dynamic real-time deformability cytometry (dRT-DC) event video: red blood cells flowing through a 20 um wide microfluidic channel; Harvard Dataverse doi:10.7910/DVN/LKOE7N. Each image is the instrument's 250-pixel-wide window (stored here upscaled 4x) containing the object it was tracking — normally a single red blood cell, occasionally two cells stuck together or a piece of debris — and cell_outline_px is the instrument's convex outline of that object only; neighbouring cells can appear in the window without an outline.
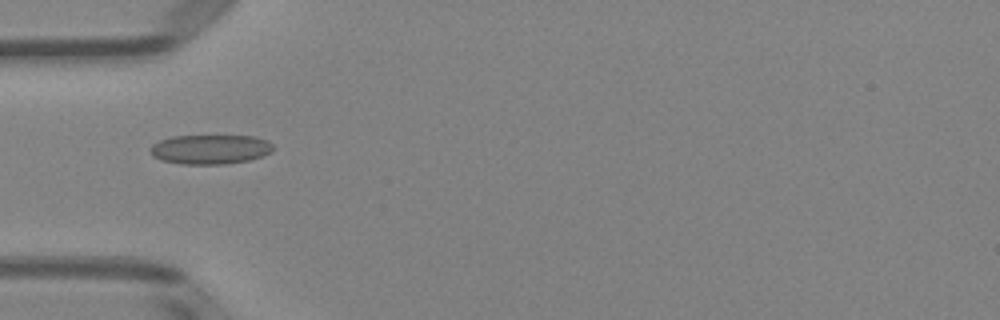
{"species": "Egyptian fruit bat (a non-hibernating species)", "species_latin": "Rousettus aegyptiacus", "temperature_condition": "room temperature", "stored_images_in_passage": 7, "camera_frame_rate_fps": 3000, "um_per_image_px": 0.085, "animal": {"sex": "female"}, "frame": {"image": 1, "passage_image": 4, "time_ms": 3.667, "image_size_px": [1000, 320], "cell_outline_px": [[276, 148], [272, 152], [248, 160], [224, 164], [180, 164], [160, 160], [152, 156], [148, 148], [152, 144], [160, 140], [172, 136], [256, 136], [268, 140]], "centroid_in_image_um": [17.86, 12.69], "position_along_channel_um": 67.1, "area_um2": 21.33}}
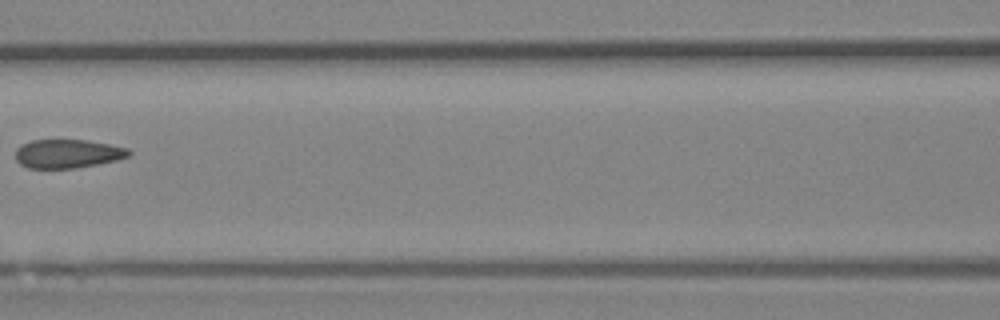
{"frame": {"image": 2, "passage_image": 6, "time_ms": 6.0, "image_size_px": [1000, 320], "cell_outline_px": [[132, 152], [128, 156], [116, 160], [76, 168], [28, 168], [20, 164], [16, 160], [16, 148], [20, 144], [32, 140], [84, 140], [108, 144], [128, 148]], "centroid_in_image_um": [5.71, 13.06], "position_along_channel_um": 160.9, "area_um2": 18.9}}
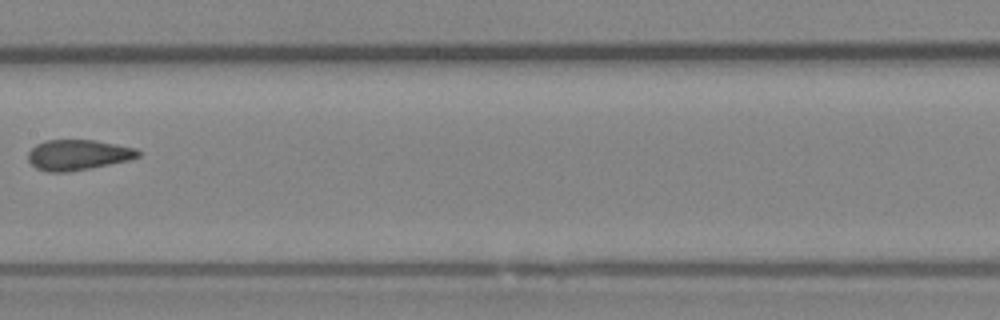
{"frame": {"image": 3, "passage_image": 7, "time_ms": 7.0, "image_size_px": [1000, 320], "cell_outline_px": [[140, 156], [128, 160], [92, 168], [68, 172], [48, 172], [36, 168], [28, 160], [28, 152], [36, 144], [44, 140], [96, 140], [136, 148], [140, 152]], "centroid_in_image_um": [6.62, 13.16], "position_along_channel_um": 200.8, "area_um2": 19.59}}